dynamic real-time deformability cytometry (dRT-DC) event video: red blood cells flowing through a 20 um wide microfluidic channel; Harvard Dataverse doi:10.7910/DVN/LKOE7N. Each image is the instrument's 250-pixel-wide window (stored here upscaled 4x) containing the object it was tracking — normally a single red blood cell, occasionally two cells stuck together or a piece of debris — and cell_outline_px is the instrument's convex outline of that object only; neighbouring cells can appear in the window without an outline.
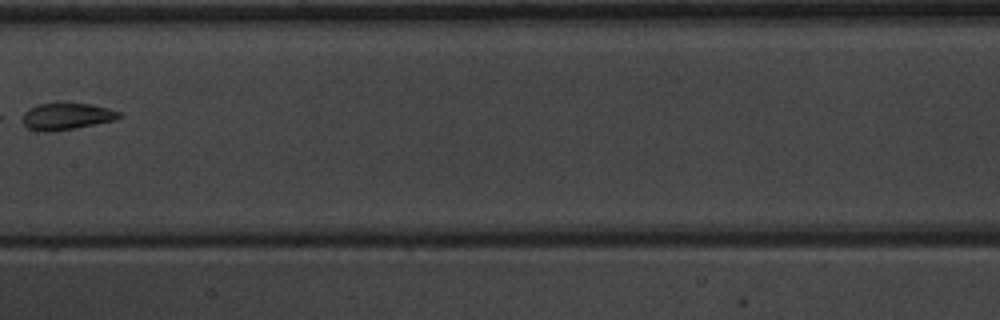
{"species": "common noctule bat (a hibernating species)", "species_latin": "Nyctalus noctula", "temperature_condition": "warm", "stored_images_in_passage": 9, "camera_frame_rate_fps": 3000, "um_per_image_px": 0.085, "animal": {"sex": "male", "body_mass_g": 20.1, "forearm_length_mm": 53.5}, "frame": {"image": 1, "passage_image": 8, "time_ms": 8.333, "image_size_px": [1000, 320], "cell_outline_px": [[124, 116], [116, 120], [76, 128], [52, 132], [44, 132], [28, 128], [24, 124], [24, 112], [28, 108], [36, 104], [92, 104], [108, 108], [120, 112]], "centroid_in_image_um": [5.7, 9.9], "position_along_channel_um": 201.7, "area_um2": 15.03}}
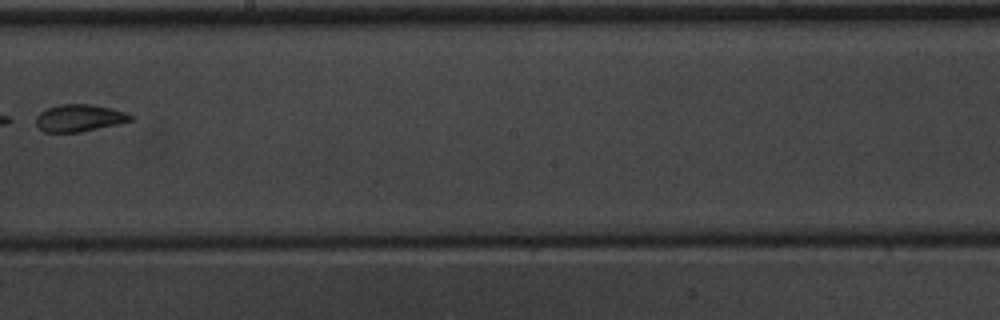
{"frame": {"image": 2, "passage_image": 9, "time_ms": 9.333, "image_size_px": [1000, 320], "cell_outline_px": [[132, 120], [120, 124], [80, 132], [44, 132], [36, 124], [36, 116], [40, 112], [48, 108], [60, 104], [92, 104], [124, 112], [132, 116]], "centroid_in_image_um": [6.73, 10.03], "position_along_channel_um": 241.5, "area_um2": 14.85}}